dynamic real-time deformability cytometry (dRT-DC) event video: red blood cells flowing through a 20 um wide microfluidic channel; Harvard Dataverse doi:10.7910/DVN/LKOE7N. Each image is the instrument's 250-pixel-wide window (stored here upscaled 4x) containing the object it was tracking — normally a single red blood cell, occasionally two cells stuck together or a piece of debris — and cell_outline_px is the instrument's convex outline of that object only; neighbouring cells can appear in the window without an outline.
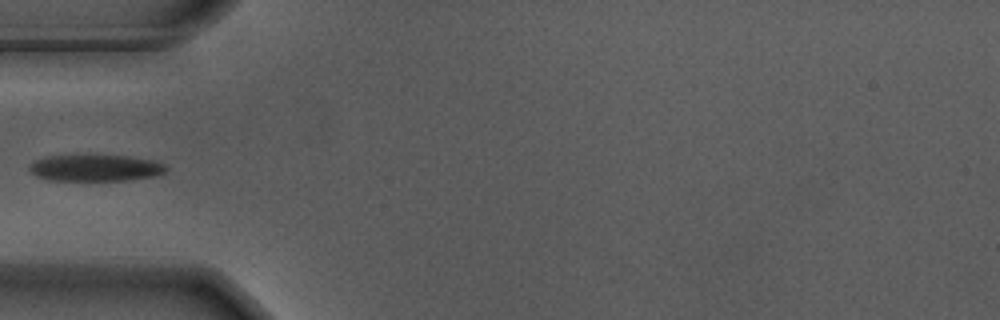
{"species": "Egyptian fruit bat (a non-hibernating species)", "species_latin": "Rousettus aegyptiacus", "temperature_condition": "warm", "stored_images_in_passage": 4, "camera_frame_rate_fps": 3000, "um_per_image_px": 0.085, "animal": {"sex": "male"}, "frame": {"image": 1, "passage_image": 1, "time_ms": 0.0, "image_size_px": [1000, 320], "cell_outline_px": [[168, 168], [164, 172], [156, 176], [128, 180], [48, 180], [36, 176], [28, 172], [28, 164], [36, 160], [48, 156], [124, 156], [152, 160], [164, 164]], "centroid_in_image_um": [8.07, 14.29], "position_along_channel_um": 76.9, "area_um2": 20.98}}